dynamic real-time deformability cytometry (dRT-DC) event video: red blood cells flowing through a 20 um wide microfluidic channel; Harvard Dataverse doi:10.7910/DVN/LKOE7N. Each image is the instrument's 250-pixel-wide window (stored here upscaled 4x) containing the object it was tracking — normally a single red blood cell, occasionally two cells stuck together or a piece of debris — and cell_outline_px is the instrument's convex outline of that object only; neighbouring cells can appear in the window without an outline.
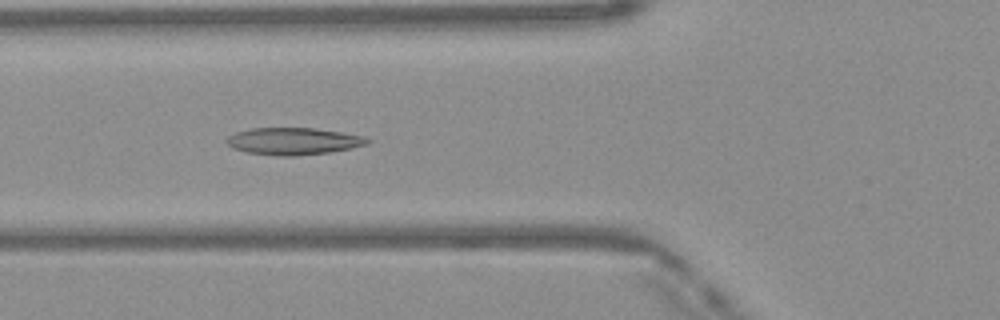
{"species": "Egyptian fruit bat (a non-hibernating species)", "species_latin": "Rousettus aegyptiacus", "temperature_condition": "warm", "stored_images_in_passage": 40, "segment_of_instrument_passage": [1, 2], "camera_frame_rate_fps": 3000, "um_per_image_px": 0.085, "frame": {"image": 1, "passage_image": 8, "time_ms": 2.333, "image_size_px": [1000, 320], "cell_outline_px": [[372, 140], [368, 144], [352, 148], [328, 152], [296, 156], [280, 156], [244, 152], [232, 148], [224, 140], [228, 136], [236, 132], [252, 128], [312, 128], [340, 132], [364, 136]], "centroid_in_image_um": [24.92, 12.0], "position_along_channel_um": 100.9, "area_um2": 22.25}}
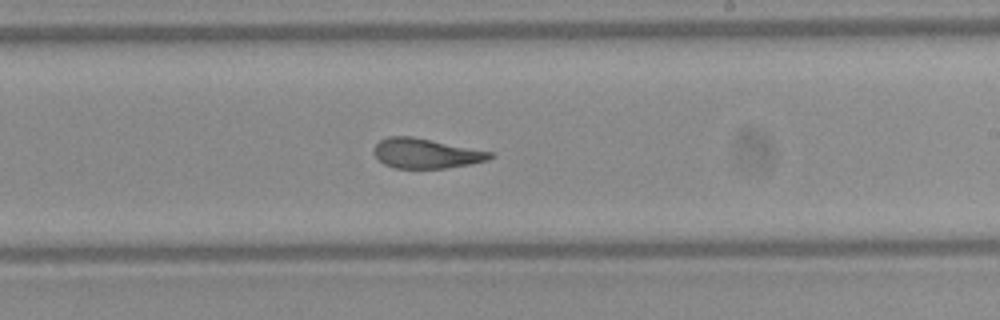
{"frame": {"image": 2, "passage_image": 19, "time_ms": 6.0, "image_size_px": [1000, 320], "cell_outline_px": [[496, 156], [488, 160], [472, 164], [444, 168], [396, 168], [384, 164], [372, 152], [372, 148], [380, 140], [388, 136], [412, 136], [492, 152]], "centroid_in_image_um": [36.2, 13.03], "position_along_channel_um": 252.8, "area_um2": 20.23}}
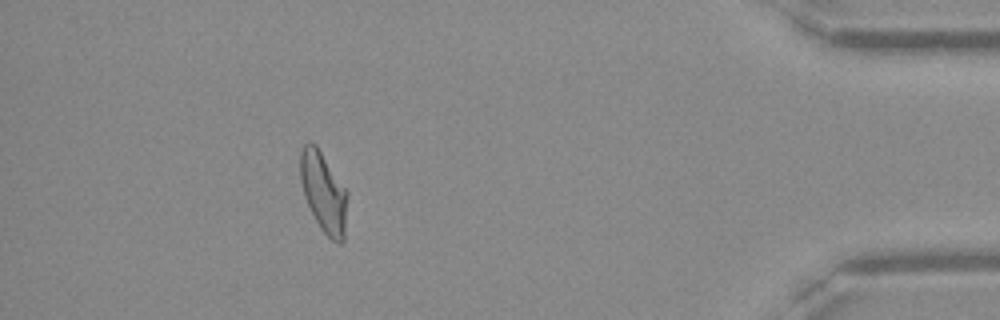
{"frame": {"image": 3, "passage_image": 34, "time_ms": 11.0, "image_size_px": [1000, 320], "cell_outline_px": [[348, 192], [344, 240], [340, 244], [336, 244], [320, 228], [304, 196], [300, 180], [300, 152], [304, 144], [308, 140], [312, 140], [316, 144]], "centroid_in_image_um": [27.5, 16.32], "position_along_channel_um": 407.7, "area_um2": 22.14}}